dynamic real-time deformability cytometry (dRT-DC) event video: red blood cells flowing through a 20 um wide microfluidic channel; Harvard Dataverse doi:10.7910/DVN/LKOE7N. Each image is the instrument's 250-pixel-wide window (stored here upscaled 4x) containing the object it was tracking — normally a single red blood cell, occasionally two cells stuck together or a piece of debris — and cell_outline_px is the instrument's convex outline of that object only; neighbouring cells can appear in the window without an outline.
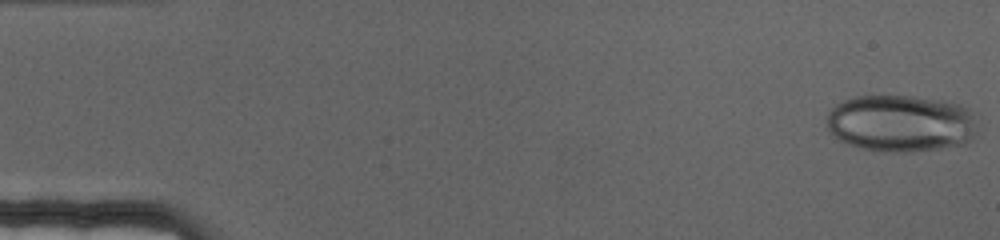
{"species": "human", "species_latin": "Homo sapiens", "temperature_condition": "cold", "stored_images_in_passage": 69, "camera_frame_rate_fps": 3000, "um_per_image_px": 0.085, "donor": {"sex": "female"}, "frame": {"image": 1, "passage_image": 1, "time_ms": 0.0, "image_size_px": [1000, 240], "cell_outline_px": [[980, 136], [964, 144], [940, 148], [912, 152], [896, 152], [860, 148], [848, 144], [832, 136], [828, 128], [828, 112], [836, 104], [844, 100], [856, 96], [912, 96], [940, 100], [960, 104], [968, 108], [972, 112]], "centroid_in_image_um": [76.62, 10.49], "position_along_channel_um": 8.4, "area_um2": 50.58}}
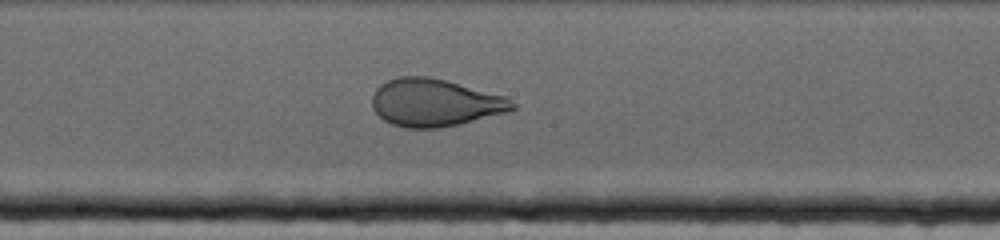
{"frame": {"image": 2, "passage_image": 37, "time_ms": 12.0, "image_size_px": [1000, 240], "cell_outline_px": [[516, 108], [504, 112], [460, 124], [440, 128], [404, 128], [392, 124], [384, 120], [372, 108], [372, 96], [376, 88], [380, 84], [388, 80], [400, 76], [428, 76], [508, 96], [516, 104]], "centroid_in_image_um": [36.95, 8.72], "position_along_channel_um": 211.2, "area_um2": 38.9}}
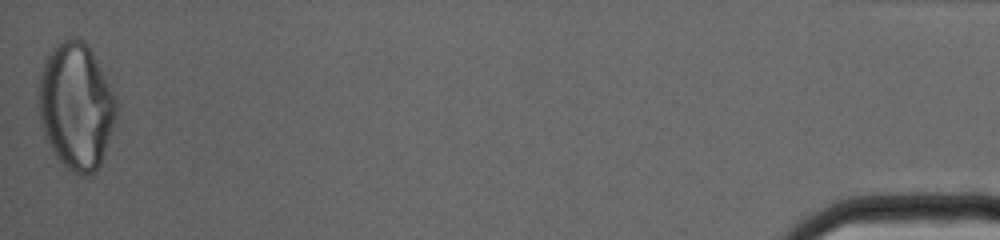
{"frame": {"image": 3, "passage_image": 69, "time_ms": 22.667, "image_size_px": [1000, 240], "cell_outline_px": [[116, 116], [100, 164], [92, 172], [84, 176], [68, 168], [56, 156], [44, 132], [40, 120], [40, 72], [52, 48], [60, 40], [72, 36], [76, 36], [84, 40], [92, 52], [116, 100]], "centroid_in_image_um": [6.46, 8.97], "position_along_channel_um": 428.7, "area_um2": 55.89}}